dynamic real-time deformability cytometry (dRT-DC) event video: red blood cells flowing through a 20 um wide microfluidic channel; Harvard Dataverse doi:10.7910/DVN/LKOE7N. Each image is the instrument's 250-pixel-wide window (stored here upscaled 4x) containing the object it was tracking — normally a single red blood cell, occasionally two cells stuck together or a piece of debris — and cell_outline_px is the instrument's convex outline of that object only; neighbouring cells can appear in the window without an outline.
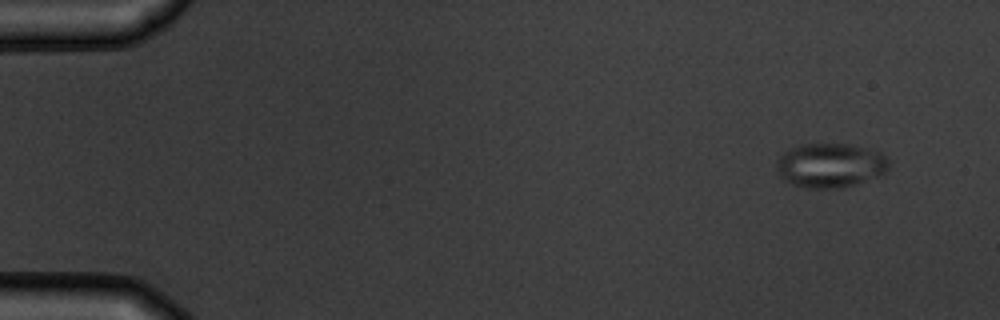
{"species": "common noctule bat (a hibernating species)", "species_latin": "Nyctalus noctula", "temperature_condition": "warm", "stored_images_in_passage": 5, "camera_frame_rate_fps": 3000, "um_per_image_px": 0.085, "animal": {"sex": "male", "body_mass_g": 19.5, "forearm_length_mm": 54.6}, "frame": {"image": 1, "passage_image": 1, "time_ms": 0.0, "image_size_px": [1000, 320], "cell_outline_px": [[888, 168], [884, 172], [876, 176], [856, 184], [840, 188], [808, 188], [792, 184], [784, 180], [776, 172], [776, 160], [784, 152], [800, 144], [848, 144], [868, 148], [880, 152], [888, 160]], "centroid_in_image_um": [70.53, 14.05], "position_along_channel_um": 14.5, "area_um2": 28.96}}